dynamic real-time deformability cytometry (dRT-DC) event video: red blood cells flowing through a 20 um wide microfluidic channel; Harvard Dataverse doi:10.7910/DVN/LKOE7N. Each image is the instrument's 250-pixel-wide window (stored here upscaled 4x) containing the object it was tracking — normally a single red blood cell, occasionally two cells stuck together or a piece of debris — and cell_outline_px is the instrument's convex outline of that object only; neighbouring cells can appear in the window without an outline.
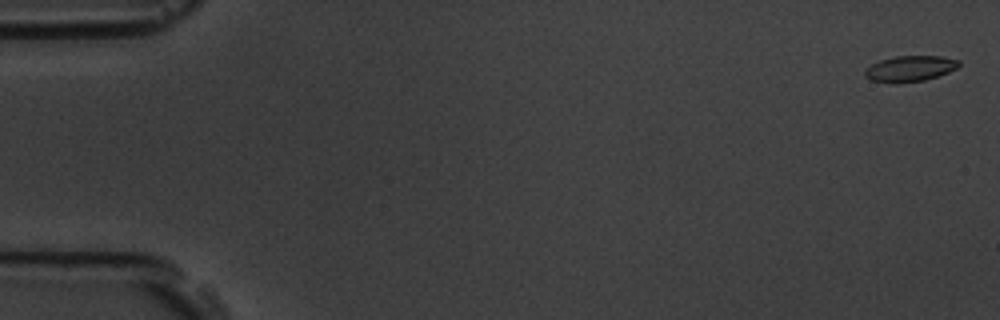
{"species": "common noctule bat (a hibernating species)", "species_latin": "Nyctalus noctula", "temperature_condition": "room temperature", "stored_images_in_passage": 6, "camera_frame_rate_fps": 3000, "um_per_image_px": 0.085, "animal": {"sex": "male", "body_mass_g": 19.5, "forearm_length_mm": 54.6}, "frame": {"image": 1, "passage_image": 1, "time_ms": 0.0, "image_size_px": [1000, 320], "cell_outline_px": [[960, 64], [956, 68], [948, 72], [924, 80], [896, 84], [892, 84], [872, 80], [864, 76], [864, 68], [880, 60], [896, 56], [940, 56], [960, 60]], "centroid_in_image_um": [77.3, 5.84], "position_along_channel_um": 7.7, "area_um2": 14.22}}
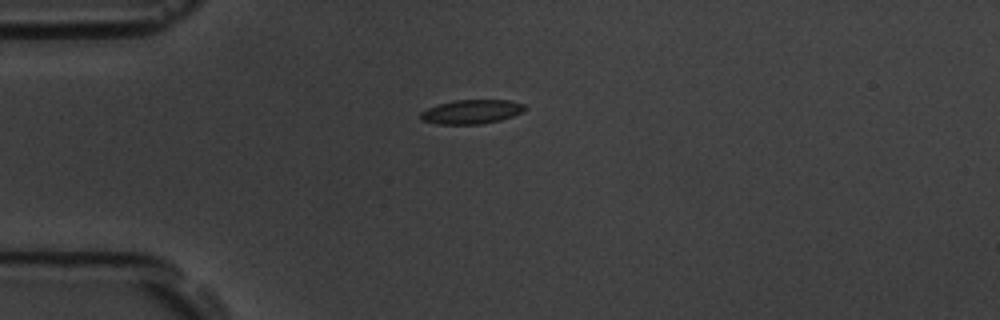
{"frame": {"image": 2, "passage_image": 5, "time_ms": 4.667, "image_size_px": [1000, 320], "cell_outline_px": [[528, 108], [512, 116], [500, 120], [480, 124], [436, 124], [420, 120], [420, 112], [428, 108], [452, 100], [508, 100], [524, 104]], "centroid_in_image_um": [40.06, 9.5], "position_along_channel_um": 44.9, "area_um2": 14.62}}